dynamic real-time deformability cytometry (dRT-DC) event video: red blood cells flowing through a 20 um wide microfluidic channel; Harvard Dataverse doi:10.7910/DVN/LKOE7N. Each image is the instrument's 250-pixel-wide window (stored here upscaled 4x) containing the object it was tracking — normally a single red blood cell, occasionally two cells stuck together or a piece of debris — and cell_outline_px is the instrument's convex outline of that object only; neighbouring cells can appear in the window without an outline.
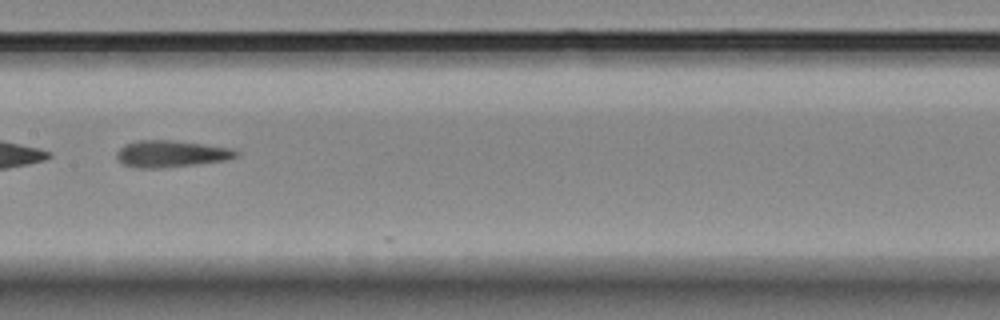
{"species": "Egyptian fruit bat (a non-hibernating species)", "species_latin": "Rousettus aegyptiacus", "temperature_condition": "room temperature", "stored_images_in_passage": 15, "camera_frame_rate_fps": 3000, "um_per_image_px": 0.085, "animal": {"sex": "female"}, "frame": {"image": 1, "passage_image": 13, "time_ms": 4.0, "image_size_px": [1000, 320], "cell_outline_px": [[240, 152], [236, 156], [224, 160], [196, 164], [164, 168], [140, 168], [124, 164], [116, 156], [116, 152], [124, 144], [140, 140], [172, 140], [204, 144], [232, 148]], "centroid_in_image_um": [14.54, 13.07], "position_along_channel_um": 192.9, "area_um2": 18.5}}